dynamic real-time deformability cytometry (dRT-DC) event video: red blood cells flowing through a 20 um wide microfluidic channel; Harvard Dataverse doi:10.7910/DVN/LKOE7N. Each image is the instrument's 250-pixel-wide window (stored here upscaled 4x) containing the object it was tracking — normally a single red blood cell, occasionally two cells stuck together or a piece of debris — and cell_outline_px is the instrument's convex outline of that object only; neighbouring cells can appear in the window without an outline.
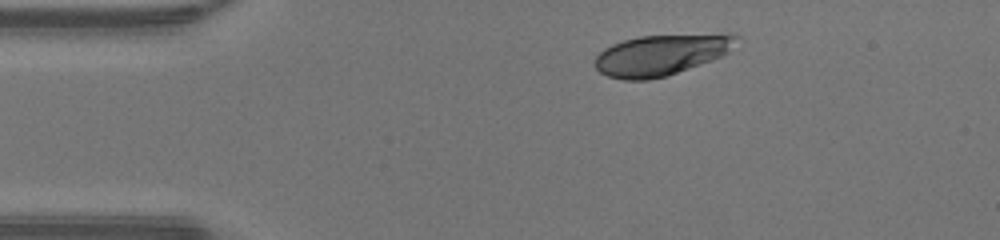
{"species": "human", "species_latin": "Homo sapiens", "temperature_condition": "warm", "stored_images_in_passage": 40, "camera_frame_rate_fps": 3000, "um_per_image_px": 0.085, "donor": {"sex": "male"}, "frame": {"image": 1, "passage_image": 1, "time_ms": 0.0, "image_size_px": [1000, 240], "cell_outline_px": [[740, 36], [728, 52], [712, 60], [668, 76], [648, 80], [624, 80], [608, 76], [600, 72], [596, 68], [596, 56], [604, 48], [612, 44], [624, 40], [640, 36], [728, 32], [732, 32]], "centroid_in_image_um": [56.25, 4.64], "position_along_channel_um": 28.7, "area_um2": 34.16}}
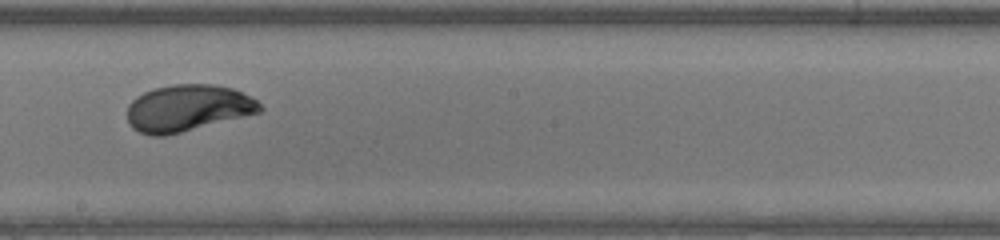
{"frame": {"image": 2, "passage_image": 19, "time_ms": 6.0, "image_size_px": [1000, 240], "cell_outline_px": [[264, 108], [260, 112], [164, 136], [152, 136], [140, 132], [132, 128], [128, 120], [128, 104], [136, 96], [152, 88], [172, 84], [216, 84], [232, 88], [252, 96]], "centroid_in_image_um": [15.94, 9.17], "position_along_channel_um": 232.3, "area_um2": 36.07}}
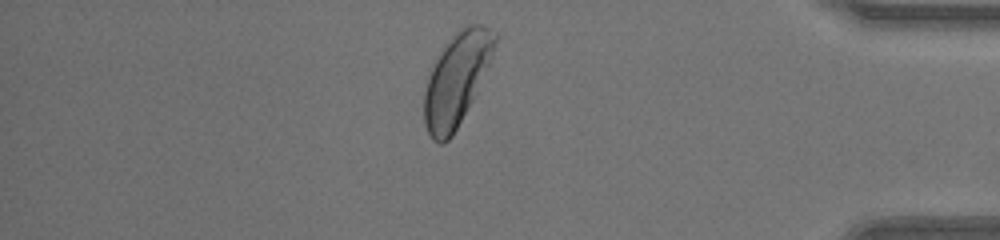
{"frame": {"image": 3, "passage_image": 33, "time_ms": 10.667, "image_size_px": [1000, 240], "cell_outline_px": [[496, 40], [488, 64], [472, 100], [452, 136], [444, 144], [440, 144], [432, 140], [424, 124], [424, 92], [428, 68], [444, 44], [460, 28], [468, 24], [480, 24], [496, 32]], "centroid_in_image_um": [38.74, 6.73], "position_along_channel_um": 396.5, "area_um2": 37.86}, "authors_computed_cell_mechanics": {"area_um2": 35.7782, "velocity_mm_per_s": 4.3144, "shape_relaxation_time_tau1_ms": 2.2648, "shape_relaxation_time_tau2_ms": null, "deformation_change_tau1": 0.1522, "deformation_change_tau2": null}}